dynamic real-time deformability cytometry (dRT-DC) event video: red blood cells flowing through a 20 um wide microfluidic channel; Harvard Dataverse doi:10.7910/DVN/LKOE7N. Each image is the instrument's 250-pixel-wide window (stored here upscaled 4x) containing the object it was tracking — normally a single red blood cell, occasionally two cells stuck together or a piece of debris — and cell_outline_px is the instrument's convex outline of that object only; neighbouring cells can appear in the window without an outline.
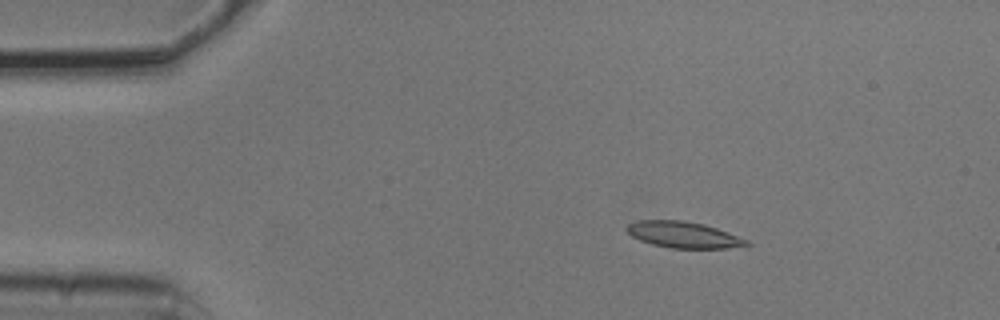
{"species": "common noctule bat (a hibernating species)", "species_latin": "Nyctalus noctula", "temperature_condition": "cold", "stored_images_in_passage": 9, "camera_frame_rate_fps": 3000, "um_per_image_px": 0.085, "animal": {"sex": "male", "body_mass_g": 20.5, "forearm_length_mm": 52.5}, "frame": {"image": 1, "passage_image": 2, "time_ms": 0.333, "image_size_px": [1000, 320], "cell_outline_px": [[752, 244], [728, 248], [672, 248], [652, 244], [640, 240], [632, 236], [624, 228], [628, 224], [640, 220], [680, 220], [704, 224], [728, 232], [748, 240]], "centroid_in_image_um": [58.09, 19.95], "position_along_channel_um": 26.9, "area_um2": 18.21}}
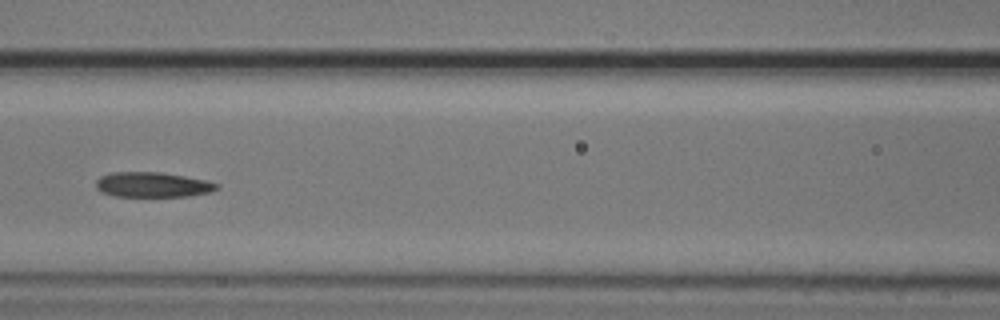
{"frame": {"image": 2, "passage_image": 6, "time_ms": 1.667, "image_size_px": [1000, 320], "cell_outline_px": [[220, 188], [208, 192], [188, 196], [112, 196], [100, 192], [96, 188], [96, 180], [100, 176], [112, 172], [160, 172], [184, 176], [204, 180], [220, 184]], "centroid_in_image_um": [12.93, 15.7], "position_along_channel_um": 153.7, "area_um2": 17.63}}
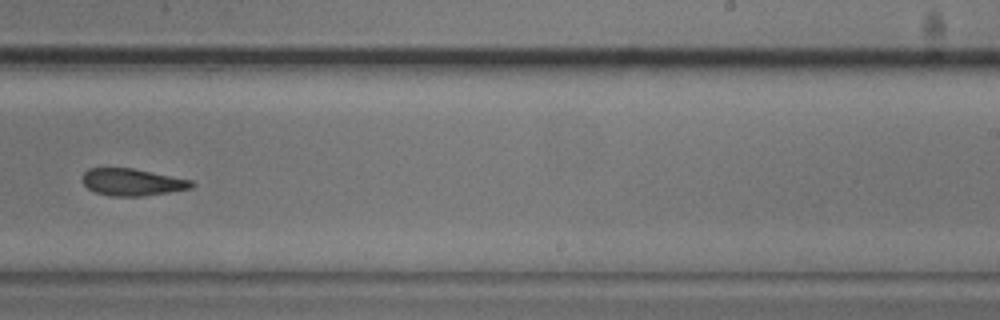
{"frame": {"image": 3, "passage_image": 9, "time_ms": 2.667, "image_size_px": [1000, 320], "cell_outline_px": [[196, 184], [192, 188], [144, 196], [112, 196], [96, 192], [88, 188], [84, 184], [84, 172], [88, 168], [132, 168], [192, 180]], "centroid_in_image_um": [11.27, 15.48], "position_along_channel_um": 277.7, "area_um2": 17.05}}